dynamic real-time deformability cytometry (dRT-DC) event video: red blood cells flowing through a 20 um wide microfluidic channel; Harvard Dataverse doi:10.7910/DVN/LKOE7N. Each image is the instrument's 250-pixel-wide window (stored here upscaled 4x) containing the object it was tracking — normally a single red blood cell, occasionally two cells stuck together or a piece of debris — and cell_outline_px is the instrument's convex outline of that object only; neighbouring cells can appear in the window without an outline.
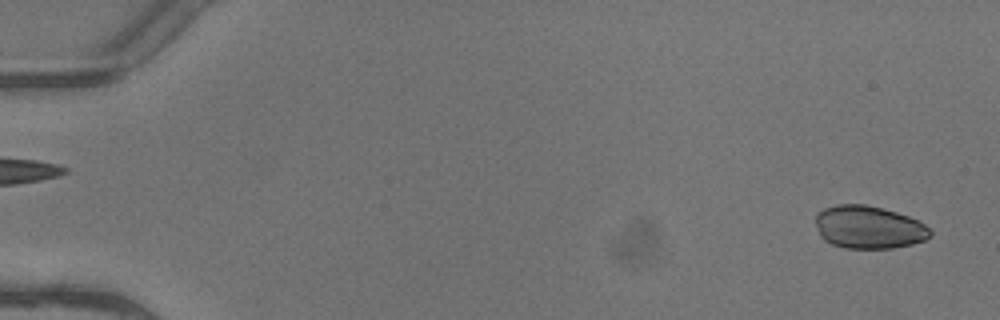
{"species": "common noctule bat (a hibernating species)", "species_latin": "Nyctalus noctula", "temperature_condition": "warm", "stored_images_in_passage": 3, "segment_of_instrument_passage": [2, 2], "camera_frame_rate_fps": 3000, "um_per_image_px": 0.085, "animal": {"sex": "female"}, "frame": {"image": 1, "passage_image": 3, "time_ms": 0.667, "image_size_px": [1000, 320], "cell_outline_px": [[932, 236], [924, 240], [912, 244], [892, 248], [844, 248], [832, 244], [824, 240], [820, 236], [816, 224], [816, 212], [824, 208], [836, 204], [864, 204], [896, 212], [908, 216], [924, 224], [932, 232]], "centroid_in_image_um": [73.82, 19.31], "position_along_channel_um": 11.2, "area_um2": 28.61}}